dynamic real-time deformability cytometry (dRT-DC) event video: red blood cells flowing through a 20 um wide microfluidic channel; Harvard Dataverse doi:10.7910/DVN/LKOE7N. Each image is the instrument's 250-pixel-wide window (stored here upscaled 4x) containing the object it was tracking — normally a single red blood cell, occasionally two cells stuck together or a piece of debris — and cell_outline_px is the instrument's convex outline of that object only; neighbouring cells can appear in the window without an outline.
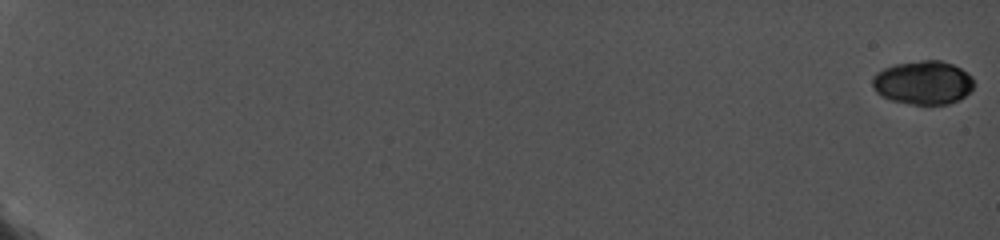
{"species": "common noctule bat (a hibernating species)", "species_latin": "Nyctalus noctula", "temperature_condition": "cold", "stored_images_in_passage": 9, "camera_frame_rate_fps": 5000, "um_per_image_px": 0.085, "animal": {"sex": "female", "body_mass_g": 19.0, "forearm_length_mm": 56.7}, "frame": {"image": 1, "passage_image": 1, "time_ms": 0.0, "image_size_px": [1000, 240], "cell_outline_px": [[976, 84], [960, 100], [948, 104], [912, 104], [892, 100], [876, 92], [872, 88], [872, 76], [876, 72], [884, 68], [896, 64], [924, 60], [940, 60], [952, 64], [968, 72], [972, 76]], "centroid_in_image_um": [78.48, 7.02], "position_along_channel_um": 6.5, "area_um2": 25.89}}
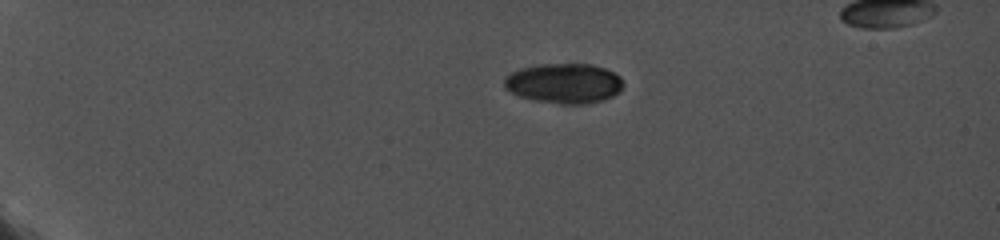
{"frame": {"image": 2, "passage_image": 6, "time_ms": 5.2, "image_size_px": [1000, 240], "cell_outline_px": [[624, 84], [620, 92], [612, 96], [588, 104], [560, 104], [532, 100], [520, 96], [504, 88], [504, 80], [512, 72], [524, 68], [544, 64], [588, 64], [604, 68], [620, 76]], "centroid_in_image_um": [47.97, 7.1], "position_along_channel_um": 37.0, "area_um2": 27.51}}